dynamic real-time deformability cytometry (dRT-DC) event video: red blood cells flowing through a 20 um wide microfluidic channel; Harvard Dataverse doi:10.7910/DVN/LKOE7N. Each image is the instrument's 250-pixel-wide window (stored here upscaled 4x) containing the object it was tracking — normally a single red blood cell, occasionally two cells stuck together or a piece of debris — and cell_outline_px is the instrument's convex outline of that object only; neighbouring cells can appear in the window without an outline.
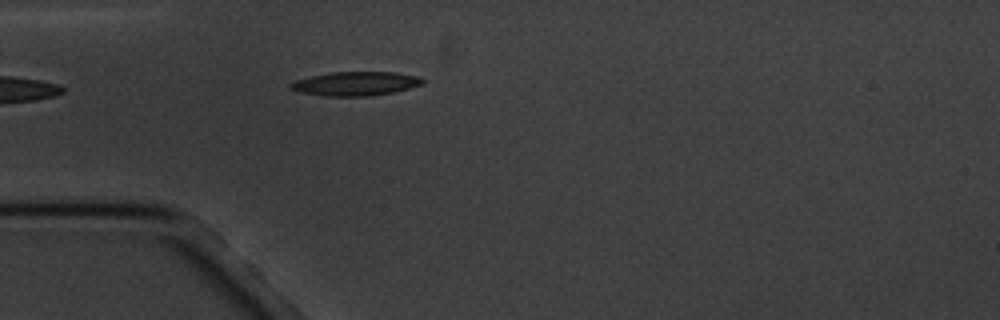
{"species": "common noctule bat (a hibernating species)", "species_latin": "Nyctalus noctula", "temperature_condition": "cold", "stored_images_in_passage": 4, "camera_frame_rate_fps": 3000, "um_per_image_px": 0.085, "animal": {"sex": "male", "body_mass_g": 20.1, "forearm_length_mm": 53.5}, "frame": {"image": 1, "passage_image": 4, "time_ms": 4.667, "image_size_px": [1000, 320], "cell_outline_px": [[424, 84], [392, 92], [368, 96], [324, 96], [300, 92], [288, 88], [288, 84], [296, 80], [312, 76], [332, 72], [396, 72], [416, 76], [424, 80]], "centroid_in_image_um": [30.19, 7.11], "position_along_channel_um": 54.8, "area_um2": 18.32}}